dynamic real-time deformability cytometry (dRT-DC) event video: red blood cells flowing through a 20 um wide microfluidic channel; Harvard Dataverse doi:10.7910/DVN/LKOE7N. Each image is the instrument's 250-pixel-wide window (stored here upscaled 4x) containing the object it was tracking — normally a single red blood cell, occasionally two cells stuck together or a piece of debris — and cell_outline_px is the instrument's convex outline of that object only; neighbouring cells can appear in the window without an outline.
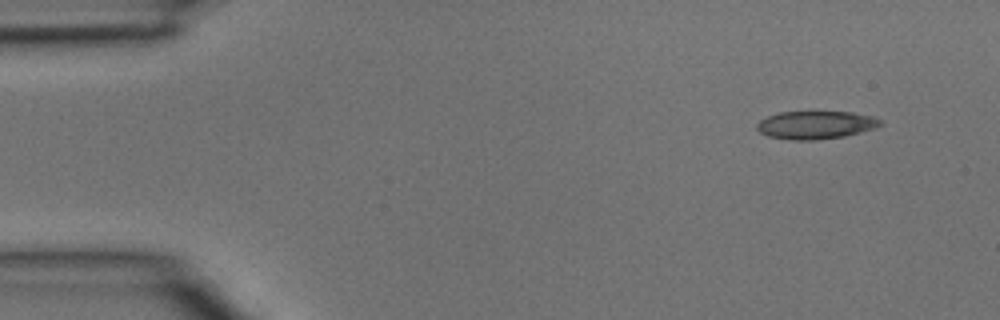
{"species": "common noctule bat (a hibernating species)", "species_latin": "Nyctalus noctula", "temperature_condition": "room temperature", "stored_images_in_passage": 3, "camera_frame_rate_fps": 3000, "um_per_image_px": 0.085, "animal": {"sex": "male", "body_mass_g": 15.6}, "frame": {"image": 1, "passage_image": 1, "time_ms": 0.0, "image_size_px": [1000, 320], "cell_outline_px": [[884, 124], [876, 128], [844, 136], [816, 140], [788, 140], [768, 136], [760, 132], [756, 128], [756, 124], [760, 120], [768, 116], [780, 112], [852, 112], [872, 116], [880, 120]], "centroid_in_image_um": [69.33, 10.63], "position_along_channel_um": 15.7, "area_um2": 20.17}}
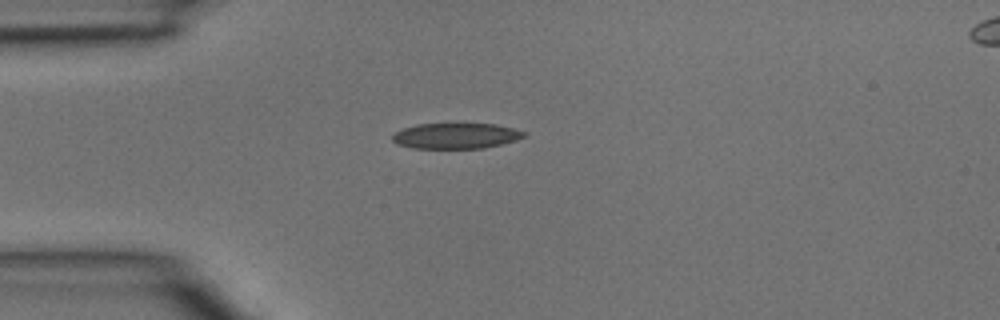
{"frame": {"image": 2, "passage_image": 3, "time_ms": 0.667, "image_size_px": [1000, 320], "cell_outline_px": [[528, 136], [516, 140], [484, 148], [412, 148], [396, 144], [392, 140], [392, 136], [396, 132], [404, 128], [416, 124], [496, 124], [528, 132]], "centroid_in_image_um": [38.78, 11.55], "position_along_channel_um": 46.2, "area_um2": 19.65}}